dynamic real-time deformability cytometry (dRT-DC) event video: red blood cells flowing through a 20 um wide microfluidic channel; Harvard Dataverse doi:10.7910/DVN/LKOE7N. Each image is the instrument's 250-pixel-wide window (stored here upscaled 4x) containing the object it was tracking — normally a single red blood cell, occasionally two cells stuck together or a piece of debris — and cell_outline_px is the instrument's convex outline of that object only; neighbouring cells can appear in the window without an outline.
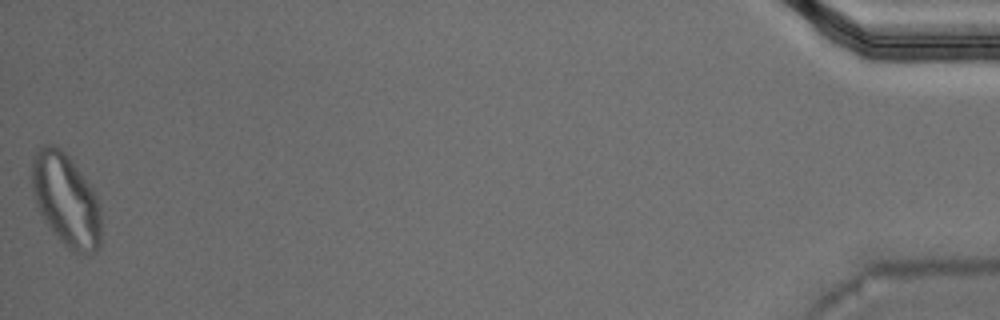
{"species": "Egyptian fruit bat (a non-hibernating species)", "species_latin": "Rousettus aegyptiacus", "temperature_condition": "warm", "stored_images_in_passage": 53, "camera_frame_rate_fps": 3000, "um_per_image_px": 0.085, "animal": {"sex": "male"}, "frame": {"image": 1, "passage_image": 53, "time_ms": 17.333, "image_size_px": [1000, 320], "cell_outline_px": [[100, 248], [96, 252], [72, 252], [60, 240], [44, 220], [36, 204], [32, 188], [32, 160], [36, 148], [44, 144], [52, 144], [60, 148], [72, 160], [84, 176], [92, 188], [100, 204]], "centroid_in_image_um": [5.6, 16.96], "position_along_channel_um": 429.6, "area_um2": 37.34}, "authors_computed_cell_mechanics": {"area_um2": 22.253, "velocity_mm_per_s": 3.7487, "shape_relaxation_time_tau1_ms": null, "shape_relaxation_time_tau2_ms": 1.0965, "deformation_change_tau1": null, "deformation_change_tau2": 0.0751}}